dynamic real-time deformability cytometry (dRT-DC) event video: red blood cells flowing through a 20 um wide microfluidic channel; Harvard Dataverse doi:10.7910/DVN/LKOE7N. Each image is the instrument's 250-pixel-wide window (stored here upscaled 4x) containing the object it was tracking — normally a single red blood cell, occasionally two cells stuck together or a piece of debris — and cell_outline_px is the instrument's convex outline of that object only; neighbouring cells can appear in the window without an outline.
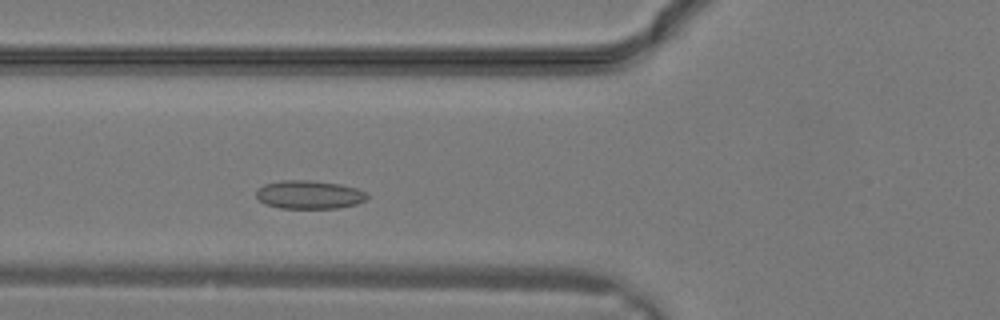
{"species": "common noctule bat (a hibernating species)", "species_latin": "Nyctalus noctula", "temperature_condition": "warm", "stored_images_in_passage": 5, "camera_frame_rate_fps": 3000, "um_per_image_px": 0.085, "animal": {"sex": "male", "body_mass_g": 19.2, "forearm_length_mm": 51.8}, "frame": {"image": 1, "passage_image": 5, "time_ms": 1.333, "image_size_px": [1000, 320], "cell_outline_px": [[368, 196], [364, 200], [356, 204], [336, 208], [280, 208], [264, 204], [256, 196], [256, 192], [264, 184], [284, 180], [308, 180], [340, 184], [356, 188], [368, 192]], "centroid_in_image_um": [26.29, 16.55], "position_along_channel_um": 99.5, "area_um2": 18.26}}